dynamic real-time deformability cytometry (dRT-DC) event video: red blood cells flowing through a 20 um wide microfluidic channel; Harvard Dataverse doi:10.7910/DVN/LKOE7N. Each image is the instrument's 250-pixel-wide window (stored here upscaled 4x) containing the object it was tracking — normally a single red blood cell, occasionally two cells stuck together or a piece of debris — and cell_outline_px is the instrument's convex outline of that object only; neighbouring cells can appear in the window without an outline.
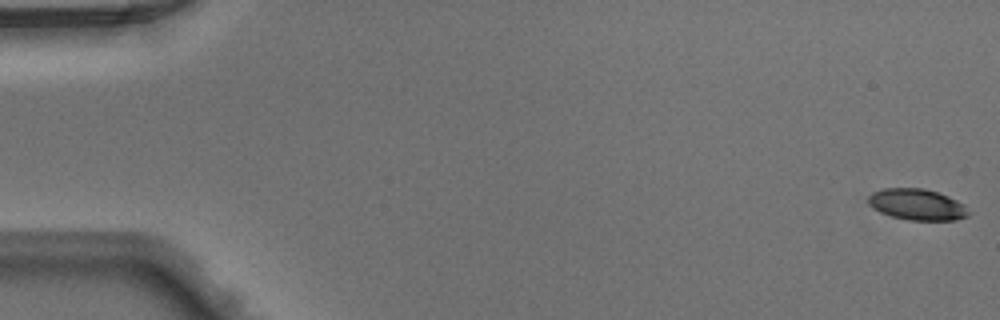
{"species": "Egyptian fruit bat (a non-hibernating species)", "species_latin": "Rousettus aegyptiacus", "temperature_condition": "warm", "stored_images_in_passage": 50, "camera_frame_rate_fps": 3000, "um_per_image_px": 0.085, "animal": {"sex": "male"}, "frame": {"image": 1, "passage_image": 1, "time_ms": 0.0, "image_size_px": [1000, 320], "cell_outline_px": [[968, 216], [956, 220], [908, 220], [892, 216], [880, 212], [872, 208], [868, 204], [868, 196], [872, 192], [884, 188], [924, 188], [948, 196], [964, 204], [968, 212]], "centroid_in_image_um": [77.92, 17.38], "position_along_channel_um": 7.1, "area_um2": 18.21}}
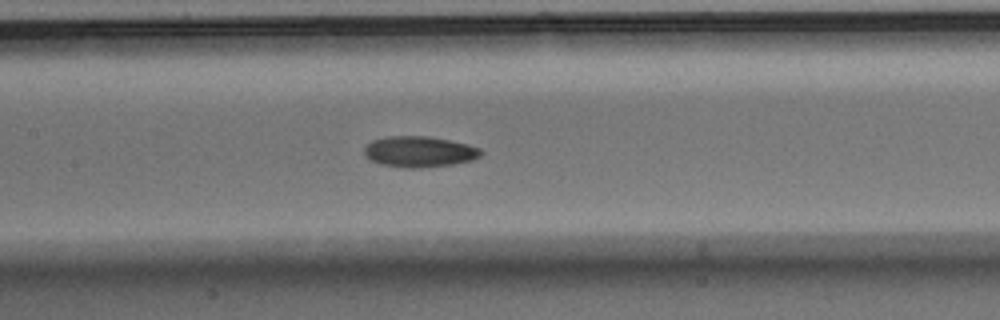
{"frame": {"image": 2, "passage_image": 24, "time_ms": 7.667, "image_size_px": [1000, 320], "cell_outline_px": [[484, 152], [480, 156], [472, 160], [452, 164], [420, 168], [404, 168], [380, 164], [364, 156], [364, 148], [372, 140], [388, 136], [428, 136], [468, 144], [480, 148]], "centroid_in_image_um": [35.64, 12.89], "position_along_channel_um": 171.8, "area_um2": 21.04}}
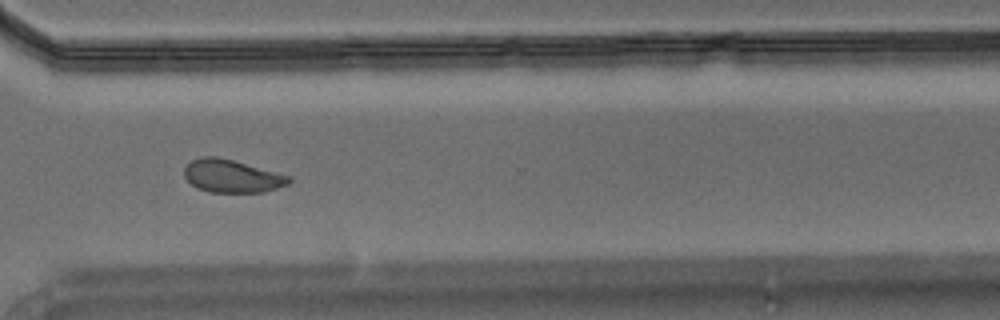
{"frame": {"image": 3, "passage_image": 37, "time_ms": 12.0, "image_size_px": [1000, 320], "cell_outline_px": [[292, 180], [288, 184], [264, 192], [208, 192], [196, 188], [184, 176], [184, 168], [192, 160], [204, 156], [216, 156], [232, 160], [288, 176]], "centroid_in_image_um": [19.66, 14.98], "position_along_channel_um": 350.9, "area_um2": 19.71}}